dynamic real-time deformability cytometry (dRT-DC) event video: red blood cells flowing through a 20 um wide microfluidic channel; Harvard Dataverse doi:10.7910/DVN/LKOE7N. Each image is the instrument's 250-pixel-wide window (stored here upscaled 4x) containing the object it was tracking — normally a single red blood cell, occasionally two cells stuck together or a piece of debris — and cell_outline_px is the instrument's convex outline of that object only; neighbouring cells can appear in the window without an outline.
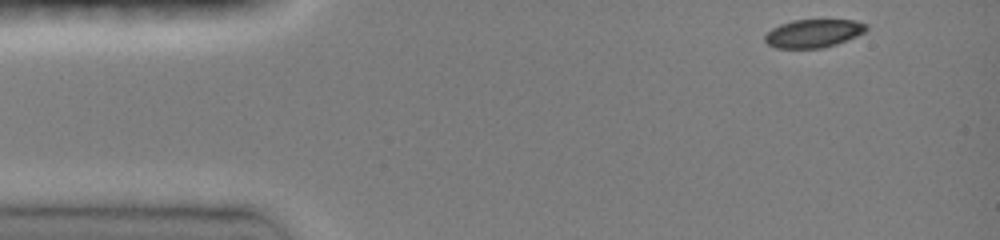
{"species": "common noctule bat (a hibernating species)", "species_latin": "Nyctalus noctula", "temperature_condition": "room temperature", "stored_images_in_passage": 40, "camera_frame_rate_fps": 3000, "um_per_image_px": 0.085, "animal": {"sex": "female", "body_mass_g": 19.0, "forearm_length_mm": 51.5}, "frame": {"image": 1, "passage_image": 1, "time_ms": 0.0, "image_size_px": [1000, 240], "cell_outline_px": [[868, 28], [864, 32], [856, 36], [836, 44], [820, 48], [776, 48], [768, 44], [764, 40], [764, 36], [772, 28], [780, 24], [792, 20], [852, 20], [868, 24]], "centroid_in_image_um": [69.13, 2.83], "position_along_channel_um": 15.9, "area_um2": 16.59}}
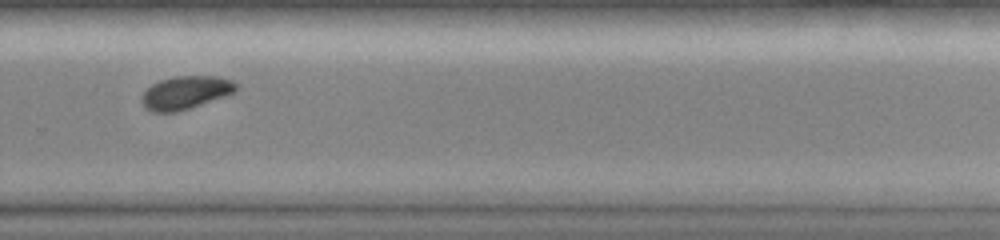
{"frame": {"image": 2, "passage_image": 29, "time_ms": 9.333, "image_size_px": [1000, 240], "cell_outline_px": [[236, 88], [232, 92], [224, 96], [176, 112], [152, 112], [144, 108], [140, 100], [140, 96], [152, 84], [160, 80], [172, 76], [216, 76], [232, 80], [236, 84]], "centroid_in_image_um": [15.69, 7.86], "position_along_channel_um": 314.1, "area_um2": 18.03}}
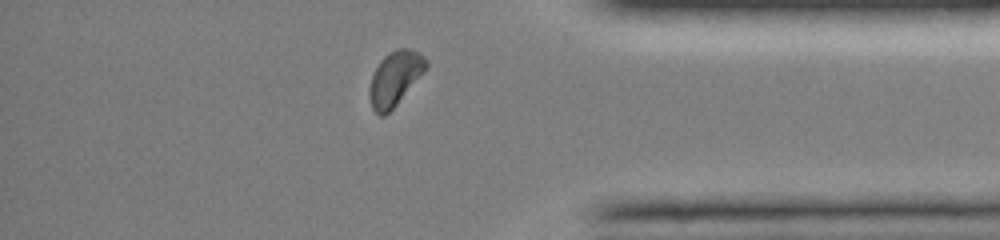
{"frame": {"image": 3, "passage_image": 36, "time_ms": 11.667, "image_size_px": [1000, 240], "cell_outline_px": [[428, 64], [424, 72], [396, 104], [384, 116], [380, 116], [372, 108], [368, 96], [368, 92], [372, 76], [380, 60], [388, 52], [396, 48], [408, 48], [424, 56], [428, 60]], "centroid_in_image_um": [33.56, 6.64], "position_along_channel_um": 401.6, "area_um2": 17.74}, "authors_computed_cell_mechanics": {"area_um2": 18.4093, "velocity_mm_per_s": 4.1058, "shape_relaxation_time_tau1_ms": 4.5428, "shape_relaxation_time_tau2_ms": null, "deformation_change_tau1": 0.1339, "deformation_change_tau2": null}}